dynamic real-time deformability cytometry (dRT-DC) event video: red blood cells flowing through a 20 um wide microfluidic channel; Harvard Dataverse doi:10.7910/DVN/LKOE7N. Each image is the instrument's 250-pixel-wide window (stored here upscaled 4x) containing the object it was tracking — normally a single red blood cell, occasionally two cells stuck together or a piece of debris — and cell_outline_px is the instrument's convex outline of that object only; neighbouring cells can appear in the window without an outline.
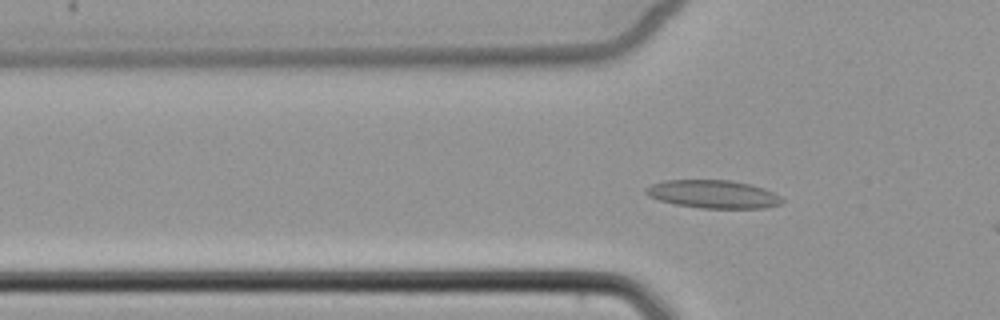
{"species": "common noctule bat (a hibernating species)", "species_latin": "Nyctalus noctula", "temperature_condition": "cold", "stored_images_in_passage": 3, "camera_frame_rate_fps": 3000, "um_per_image_px": 0.085, "animal": {"sex": "female", "body_mass_g": 22.7, "forearm_length_mm": 54.2}, "frame": {"image": 1, "passage_image": 3, "time_ms": 3.667, "image_size_px": [1000, 320], "cell_outline_px": [[784, 200], [780, 204], [764, 208], [700, 208], [676, 204], [660, 200], [648, 196], [644, 192], [644, 188], [652, 184], [664, 180], [732, 180], [764, 188], [780, 196]], "centroid_in_image_um": [60.6, 16.5], "position_along_channel_um": 65.2, "area_um2": 22.25}}